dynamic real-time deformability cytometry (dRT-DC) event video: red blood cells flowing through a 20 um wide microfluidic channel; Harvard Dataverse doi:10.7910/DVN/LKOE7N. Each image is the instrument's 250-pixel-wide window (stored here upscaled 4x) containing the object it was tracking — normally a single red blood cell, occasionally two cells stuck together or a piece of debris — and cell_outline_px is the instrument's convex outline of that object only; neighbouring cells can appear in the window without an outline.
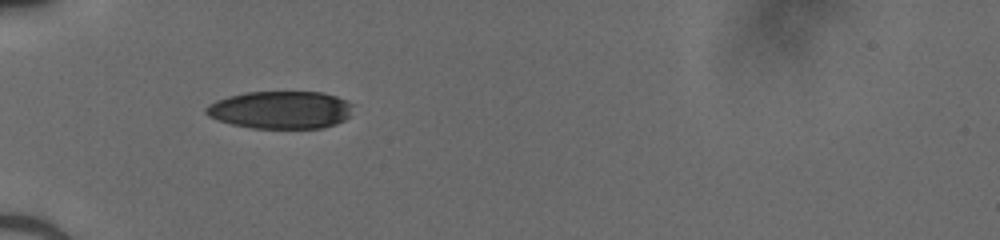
{"species": "human", "species_latin": "Homo sapiens", "temperature_condition": "cold", "stored_images_in_passage": 31, "camera_frame_rate_fps": 3000, "um_per_image_px": 0.085, "donor": {"sex": "male"}, "frame": {"image": 1, "passage_image": 1, "time_ms": 0.0, "image_size_px": [1000, 240], "cell_outline_px": [[352, 104], [348, 116], [344, 120], [336, 124], [324, 128], [252, 128], [232, 124], [208, 116], [204, 112], [204, 108], [208, 104], [216, 100], [228, 96], [244, 92], [320, 92], [336, 96], [348, 100]], "centroid_in_image_um": [23.83, 9.34], "position_along_channel_um": 61.2, "area_um2": 32.31}}
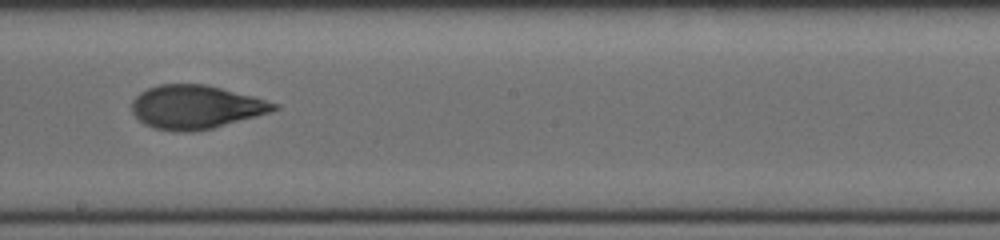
{"frame": {"image": 2, "passage_image": 14, "time_ms": 4.333, "image_size_px": [1000, 240], "cell_outline_px": [[280, 108], [272, 112], [212, 128], [192, 132], [172, 132], [152, 128], [144, 124], [132, 112], [132, 100], [140, 92], [148, 88], [160, 84], [204, 84], [252, 96], [280, 104]], "centroid_in_image_um": [16.63, 9.11], "position_along_channel_um": 231.6, "area_um2": 36.18}}
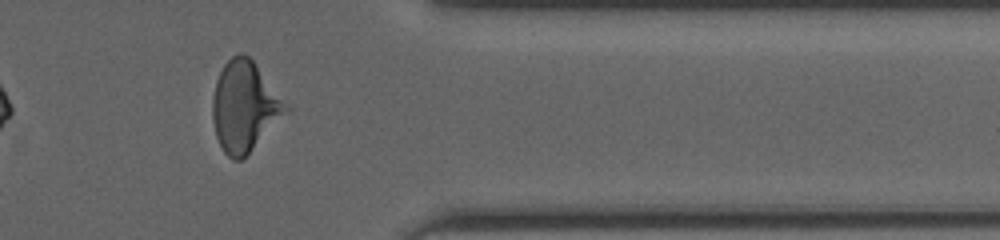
{"frame": {"image": 3, "passage_image": 26, "time_ms": 8.333, "image_size_px": [1000, 240], "cell_outline_px": [[292, 108], [240, 160], [232, 160], [224, 152], [216, 136], [212, 116], [212, 96], [216, 80], [224, 64], [232, 56], [240, 52], [244, 52], [252, 60]], "centroid_in_image_um": [20.78, 9.02], "position_along_channel_um": 390.6, "area_um2": 38.26}}